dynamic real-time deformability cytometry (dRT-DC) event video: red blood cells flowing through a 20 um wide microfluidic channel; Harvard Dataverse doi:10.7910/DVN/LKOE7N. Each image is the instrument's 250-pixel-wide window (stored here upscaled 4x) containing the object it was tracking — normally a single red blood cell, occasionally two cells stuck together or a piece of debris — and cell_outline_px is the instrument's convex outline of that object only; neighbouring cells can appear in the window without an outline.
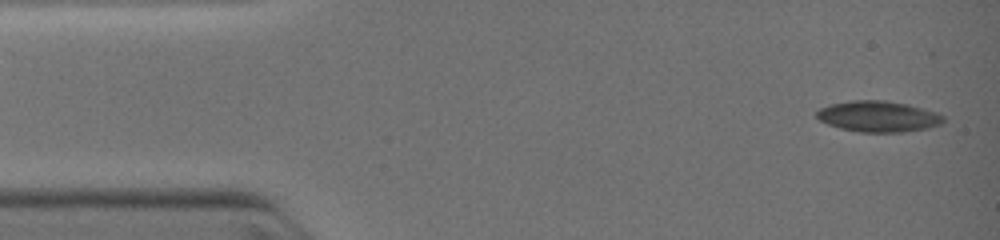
{"species": "common noctule bat (a hibernating species)", "species_latin": "Nyctalus noctula", "temperature_condition": "warm", "stored_images_in_passage": 7, "camera_frame_rate_fps": 3000, "um_per_image_px": 0.085, "animal": {"sex": "female", "body_mass_g": 19.0, "forearm_length_mm": 51.5}, "frame": {"image": 1, "passage_image": 1, "time_ms": 0.0, "image_size_px": [1000, 240], "cell_outline_px": [[944, 120], [940, 124], [924, 128], [900, 132], [860, 132], [840, 128], [828, 124], [820, 120], [816, 116], [816, 112], [820, 108], [828, 104], [852, 100], [884, 100], [908, 104], [936, 112], [944, 116]], "centroid_in_image_um": [74.61, 9.88], "position_along_channel_um": 10.4, "area_um2": 22.72}}
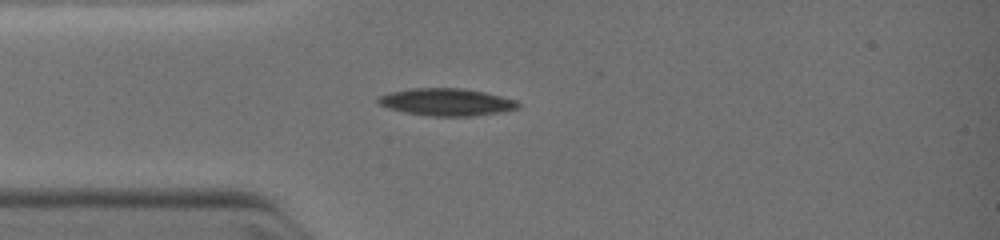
{"frame": {"image": 2, "passage_image": 6, "time_ms": 2.667, "image_size_px": [1000, 240], "cell_outline_px": [[520, 108], [500, 112], [472, 116], [432, 116], [404, 112], [380, 104], [376, 100], [380, 96], [392, 92], [412, 88], [464, 88], [484, 92], [516, 100], [520, 104]], "centroid_in_image_um": [38.0, 8.67], "position_along_channel_um": 47.0, "area_um2": 22.02}}